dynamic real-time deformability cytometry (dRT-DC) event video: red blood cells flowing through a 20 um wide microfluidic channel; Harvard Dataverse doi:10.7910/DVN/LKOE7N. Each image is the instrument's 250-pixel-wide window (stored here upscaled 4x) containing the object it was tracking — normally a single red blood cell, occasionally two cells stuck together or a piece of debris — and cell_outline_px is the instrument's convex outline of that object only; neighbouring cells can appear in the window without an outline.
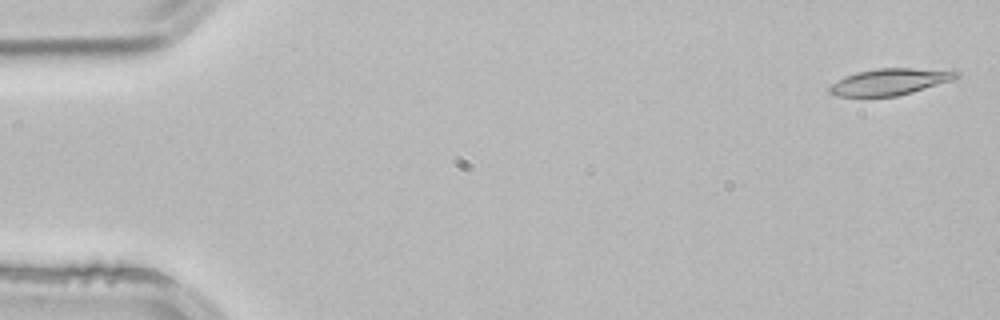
{"species": "common noctule bat (a hibernating species)", "species_latin": "Nyctalus noctula", "temperature_condition": "room temperature", "stored_images_in_passage": 3, "camera_frame_rate_fps": 3000, "um_per_image_px": 0.085, "animal": {"sex": "male", "body_mass_g": 21.5, "forearm_length_mm": 52.0}, "frame": {"image": 1, "passage_image": 1, "time_ms": 0.0, "image_size_px": [1000, 320], "cell_outline_px": [[960, 76], [952, 80], [912, 92], [896, 96], [836, 96], [828, 92], [828, 88], [832, 84], [844, 76], [856, 72], [876, 68], [956, 68], [960, 72]], "centroid_in_image_um": [75.73, 6.91], "position_along_channel_um": 9.3, "area_um2": 20.0}}
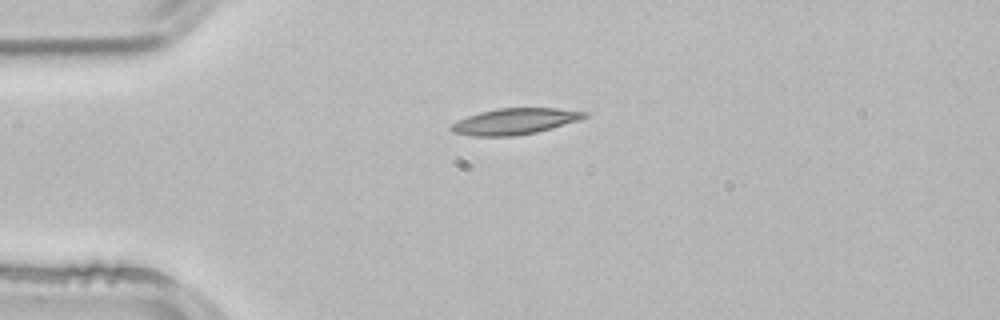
{"frame": {"image": 2, "passage_image": 3, "time_ms": 0.667, "image_size_px": [1000, 320], "cell_outline_px": [[588, 116], [552, 128], [536, 132], [512, 136], [472, 136], [452, 132], [448, 128], [452, 124], [468, 116], [480, 112], [496, 108], [556, 108], [588, 112]], "centroid_in_image_um": [43.73, 10.31], "position_along_channel_um": 41.3, "area_um2": 20.06}}